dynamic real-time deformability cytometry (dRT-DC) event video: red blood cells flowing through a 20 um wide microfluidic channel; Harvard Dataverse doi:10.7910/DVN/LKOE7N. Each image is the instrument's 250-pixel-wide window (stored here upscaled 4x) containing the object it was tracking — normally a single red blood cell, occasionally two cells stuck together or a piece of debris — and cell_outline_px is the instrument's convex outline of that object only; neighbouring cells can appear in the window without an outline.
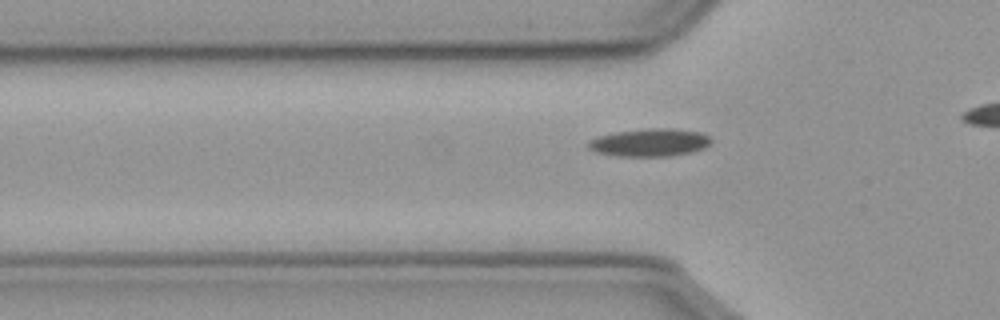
{"species": "common noctule bat (a hibernating species)", "species_latin": "Nyctalus noctula", "temperature_condition": "cold", "stored_images_in_passage": 33, "camera_frame_rate_fps": 3000, "um_per_image_px": 0.085, "animal": {"sex": "male", "body_mass_g": 23.1, "forearm_length_mm": 52.7}, "frame": {"image": 1, "passage_image": 6, "time_ms": 1.667, "image_size_px": [1000, 320], "cell_outline_px": [[712, 140], [704, 148], [692, 152], [668, 156], [616, 156], [596, 152], [588, 148], [584, 144], [588, 140], [596, 136], [616, 132], [648, 128], [676, 128], [700, 132], [708, 136]], "centroid_in_image_um": [55.17, 12.11], "position_along_channel_um": 70.6, "area_um2": 20.11}}